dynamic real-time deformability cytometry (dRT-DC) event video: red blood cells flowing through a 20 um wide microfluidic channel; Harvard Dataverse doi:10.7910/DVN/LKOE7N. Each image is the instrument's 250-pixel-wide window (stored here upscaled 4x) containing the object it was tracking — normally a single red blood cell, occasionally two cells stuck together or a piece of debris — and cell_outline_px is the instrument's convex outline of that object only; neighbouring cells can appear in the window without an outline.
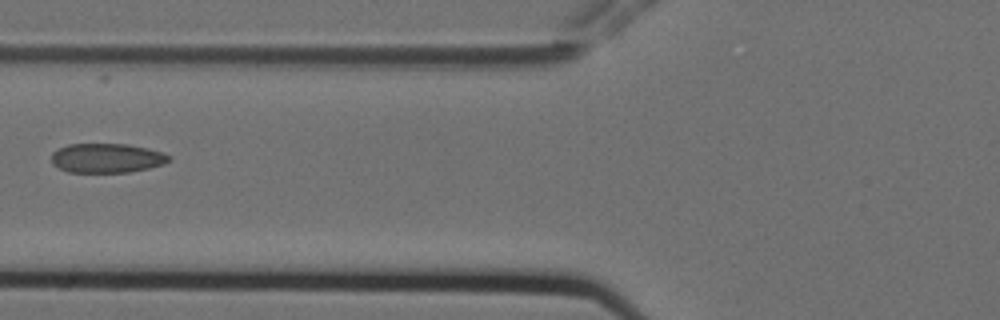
{"species": "Egyptian fruit bat (a non-hibernating species)", "species_latin": "Rousettus aegyptiacus", "temperature_condition": "cold", "stored_images_in_passage": 14, "camera_frame_rate_fps": 3000, "um_per_image_px": 0.085, "animal": {"sex": "female"}, "frame": {"image": 1, "passage_image": 6, "time_ms": 1.667, "image_size_px": [1000, 320], "cell_outline_px": [[172, 160], [164, 164], [148, 168], [128, 172], [68, 172], [52, 164], [52, 152], [68, 144], [128, 144], [148, 148], [172, 156]], "centroid_in_image_um": [9.1, 13.43], "position_along_channel_um": 116.7, "area_um2": 20.11}}
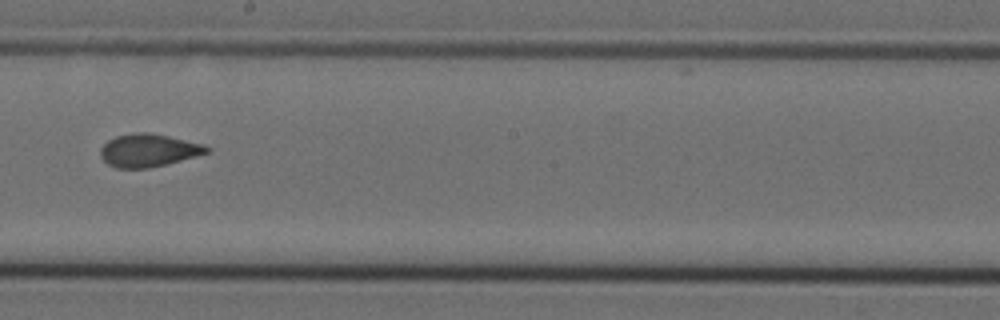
{"frame": {"image": 2, "passage_image": 9, "time_ms": 2.667, "image_size_px": [1000, 320], "cell_outline_px": [[212, 152], [168, 164], [148, 168], [116, 168], [108, 164], [100, 156], [100, 148], [108, 140], [116, 136], [136, 132], [148, 132], [168, 136], [204, 144], [212, 148]], "centroid_in_image_um": [12.66, 12.78], "position_along_channel_um": 235.5, "area_um2": 20.58}}
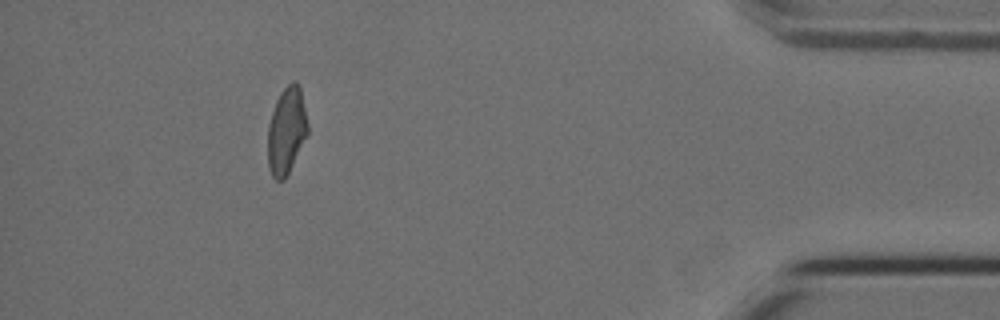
{"frame": {"image": 3, "passage_image": 14, "time_ms": 4.333, "image_size_px": [1000, 320], "cell_outline_px": [[308, 132], [284, 180], [276, 180], [272, 176], [268, 168], [268, 124], [276, 100], [280, 92], [292, 80], [296, 80], [300, 84], [308, 124]], "centroid_in_image_um": [24.35, 11.06], "position_along_channel_um": 410.9, "area_um2": 20.17}}